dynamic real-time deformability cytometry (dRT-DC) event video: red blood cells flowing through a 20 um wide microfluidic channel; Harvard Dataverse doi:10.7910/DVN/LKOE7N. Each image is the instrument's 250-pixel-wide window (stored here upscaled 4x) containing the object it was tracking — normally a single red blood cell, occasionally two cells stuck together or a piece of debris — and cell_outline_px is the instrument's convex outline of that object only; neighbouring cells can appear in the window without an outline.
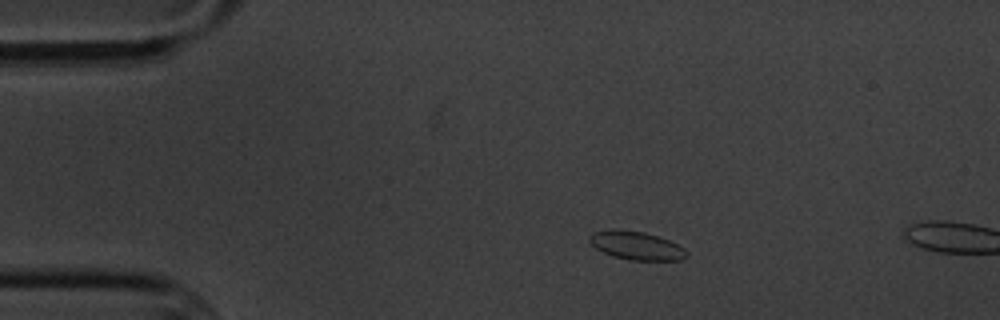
{"species": "common noctule bat (a hibernating species)", "species_latin": "Nyctalus noctula", "temperature_condition": "cold", "stored_images_in_passage": 3, "camera_frame_rate_fps": 3000, "um_per_image_px": 0.085, "animal": {"sex": "male", "body_mass_g": 20.1, "forearm_length_mm": 53.5}, "frame": {"image": 1, "passage_image": 2, "time_ms": 1.333, "image_size_px": [1000, 320], "cell_outline_px": [[688, 256], [680, 260], [628, 260], [612, 256], [596, 248], [588, 240], [588, 236], [592, 232], [612, 228], [644, 232], [668, 240], [684, 248], [688, 252]], "centroid_in_image_um": [54.06, 20.87], "position_along_channel_um": 30.9, "area_um2": 16.13}}